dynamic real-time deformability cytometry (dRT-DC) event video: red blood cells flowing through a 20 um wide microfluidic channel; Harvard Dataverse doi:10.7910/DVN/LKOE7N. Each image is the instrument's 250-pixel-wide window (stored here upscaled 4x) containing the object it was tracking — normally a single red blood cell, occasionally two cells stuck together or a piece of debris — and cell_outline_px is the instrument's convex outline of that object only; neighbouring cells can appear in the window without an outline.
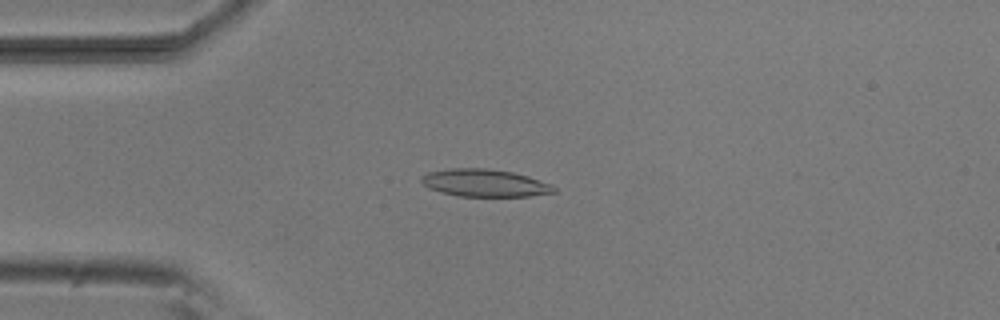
{"species": "common noctule bat (a hibernating species)", "species_latin": "Nyctalus noctula", "temperature_condition": "room temperature", "stored_images_in_passage": 51, "camera_frame_rate_fps": 3000, "um_per_image_px": 0.085, "animal": {"sex": "male", "body_mass_g": 20.5, "forearm_length_mm": 52.5}, "frame": {"image": 1, "passage_image": 12, "time_ms": 3.667, "image_size_px": [1000, 320], "cell_outline_px": [[556, 192], [528, 196], [460, 196], [440, 192], [428, 188], [420, 180], [420, 176], [428, 172], [448, 168], [488, 168], [512, 172], [528, 176], [552, 184], [556, 188]], "centroid_in_image_um": [41.18, 15.54], "position_along_channel_um": 43.8, "area_um2": 21.33}}
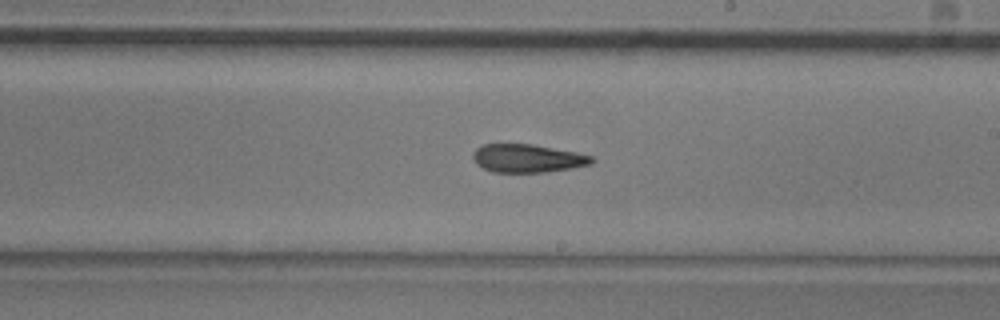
{"frame": {"image": 2, "passage_image": 29, "time_ms": 9.333, "image_size_px": [1000, 320], "cell_outline_px": [[596, 160], [592, 164], [572, 168], [548, 172], [492, 172], [476, 164], [472, 156], [472, 152], [476, 148], [484, 144], [532, 144], [576, 152], [592, 156]], "centroid_in_image_um": [44.85, 13.46], "position_along_channel_um": 244.2, "area_um2": 19.65}}
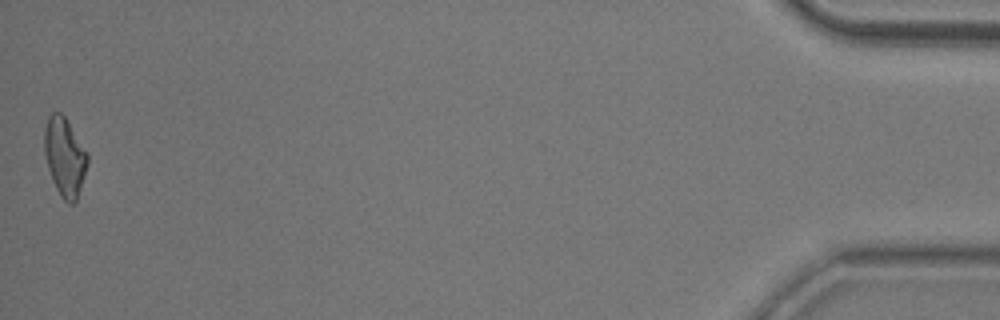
{"frame": {"image": 3, "passage_image": 51, "time_ms": 16.667, "image_size_px": [1000, 320], "cell_outline_px": [[88, 164], [76, 200], [72, 204], [68, 204], [60, 196], [52, 180], [48, 168], [44, 152], [44, 128], [48, 116], [52, 112], [60, 112], [64, 116], [88, 152]], "centroid_in_image_um": [5.49, 13.32], "position_along_channel_um": 429.7, "area_um2": 19.77}, "authors_computed_cell_mechanics": {"area_um2": 20.3456, "velocity_mm_per_s": 3.8481, "shape_relaxation_time_tau1_ms": 7.7737, "shape_relaxation_time_tau2_ms": 6.1504, "deformation_change_tau1": 0.2085, "deformation_change_tau2": 0.1833}}